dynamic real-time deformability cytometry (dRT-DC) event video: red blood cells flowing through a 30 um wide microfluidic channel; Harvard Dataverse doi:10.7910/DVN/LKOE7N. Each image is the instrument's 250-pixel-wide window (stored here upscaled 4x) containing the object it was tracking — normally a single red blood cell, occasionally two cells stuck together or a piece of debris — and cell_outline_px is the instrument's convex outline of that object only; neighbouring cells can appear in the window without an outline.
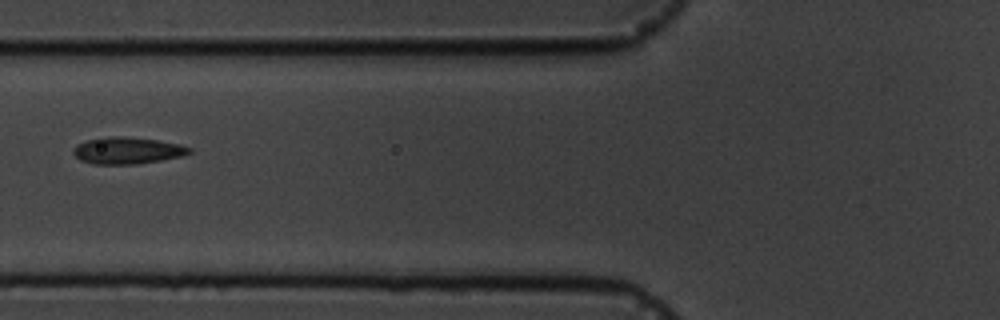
{"species": "common noctule bat (a hibernating species)", "species_latin": "Nyctalus noctula", "temperature_condition": "cold", "stored_images_in_passage": 16, "camera_frame_rate_fps": 3000, "um_per_image_px": 0.085, "animal": {"sex": "male", "body_mass_g": 19.5, "forearm_length_mm": 54.6}, "frame": {"image": 1, "passage_image": 7, "time_ms": 7.0, "image_size_px": [1000, 320], "cell_outline_px": [[192, 152], [184, 156], [136, 164], [92, 164], [80, 160], [72, 152], [72, 148], [76, 144], [88, 140], [112, 136], [124, 136], [156, 140], [180, 144], [192, 148]], "centroid_in_image_um": [10.82, 12.8], "position_along_channel_um": 115.0, "area_um2": 18.15}}
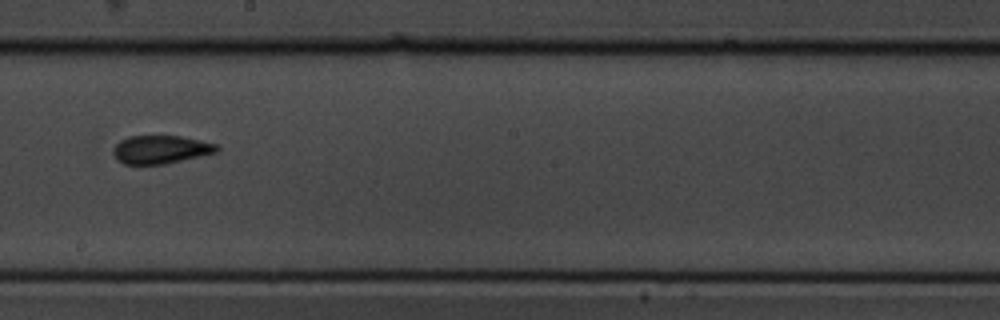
{"frame": {"image": 2, "passage_image": 10, "time_ms": 10.333, "image_size_px": [1000, 320], "cell_outline_px": [[220, 148], [216, 152], [168, 164], [124, 164], [116, 160], [112, 152], [112, 148], [120, 140], [128, 136], [180, 136], [216, 144]], "centroid_in_image_um": [13.61, 12.72], "position_along_channel_um": 234.6, "area_um2": 17.11}}
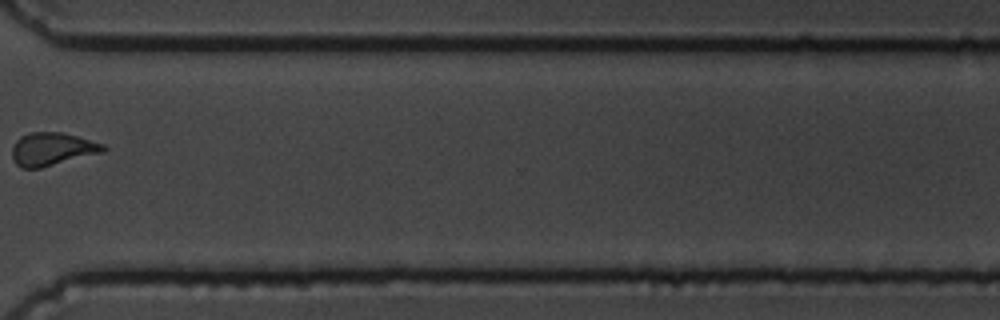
{"frame": {"image": 3, "passage_image": 13, "time_ms": 14.0, "image_size_px": [1000, 320], "cell_outline_px": [[108, 148], [104, 152], [40, 168], [20, 168], [16, 164], [12, 156], [12, 148], [16, 140], [20, 136], [28, 132], [60, 132], [76, 136], [104, 144]], "centroid_in_image_um": [4.42, 12.67], "position_along_channel_um": 366.2, "area_um2": 17.57}}